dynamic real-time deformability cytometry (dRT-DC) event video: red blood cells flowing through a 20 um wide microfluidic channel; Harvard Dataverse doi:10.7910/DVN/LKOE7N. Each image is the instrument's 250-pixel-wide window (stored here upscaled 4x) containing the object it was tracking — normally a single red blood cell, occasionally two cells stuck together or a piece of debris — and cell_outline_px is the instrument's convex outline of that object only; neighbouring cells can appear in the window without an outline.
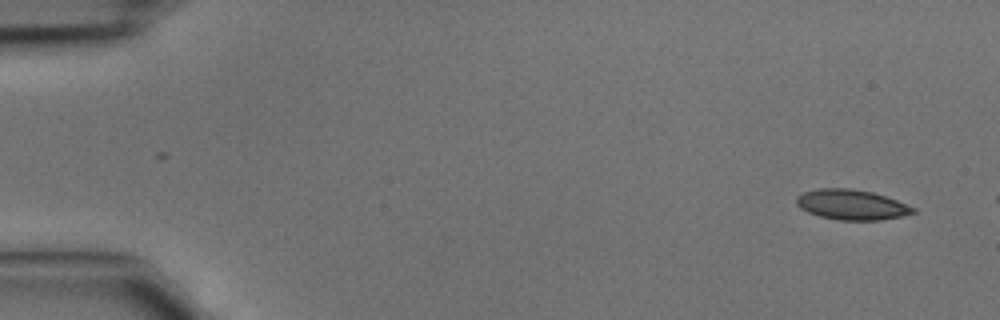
{"species": "common noctule bat (a hibernating species)", "species_latin": "Nyctalus noctula", "temperature_condition": "cold", "stored_images_in_passage": 4, "camera_frame_rate_fps": 3000, "um_per_image_px": 0.085, "animal": {"sex": "male", "body_mass_g": 15.6}, "frame": {"image": 1, "passage_image": 1, "time_ms": 0.0, "image_size_px": [1000, 320], "cell_outline_px": [[916, 212], [900, 216], [880, 220], [840, 220], [820, 216], [808, 212], [800, 208], [796, 204], [796, 196], [804, 192], [820, 188], [852, 188], [872, 192], [896, 200], [916, 208]], "centroid_in_image_um": [72.37, 17.39], "position_along_channel_um": 12.6, "area_um2": 20.4}}